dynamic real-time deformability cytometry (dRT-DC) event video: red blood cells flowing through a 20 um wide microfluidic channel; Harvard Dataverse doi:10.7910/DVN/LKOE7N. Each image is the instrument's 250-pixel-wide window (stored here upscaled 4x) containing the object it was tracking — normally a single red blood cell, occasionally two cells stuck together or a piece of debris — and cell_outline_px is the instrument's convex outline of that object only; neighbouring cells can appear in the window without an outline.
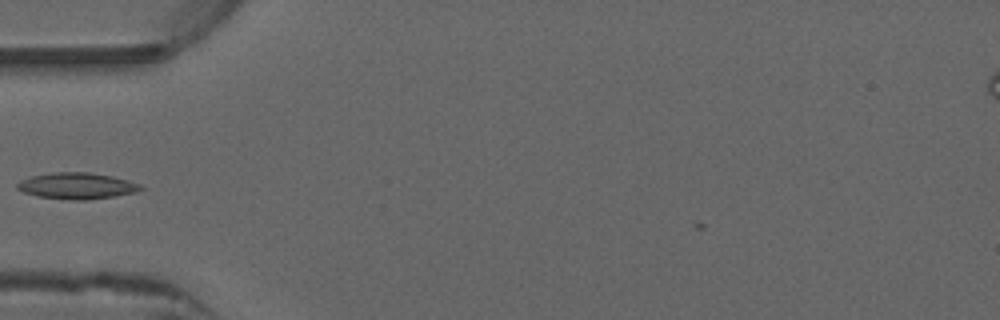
{"species": "common noctule bat (a hibernating species)", "species_latin": "Nyctalus noctula", "temperature_condition": "warm", "stored_images_in_passage": 35, "camera_frame_rate_fps": 3000, "um_per_image_px": 0.085, "animal": {"sex": "male", "forearm_length_mm": 52.5}, "frame": {"image": 1, "passage_image": 2, "time_ms": 0.333, "image_size_px": [1000, 320], "cell_outline_px": [[144, 188], [136, 192], [88, 200], [68, 200], [36, 196], [24, 192], [16, 188], [16, 184], [20, 180], [32, 176], [52, 172], [92, 172], [112, 176], [128, 180], [140, 184]], "centroid_in_image_um": [6.52, 15.79], "position_along_channel_um": 78.5, "area_um2": 19.02}}
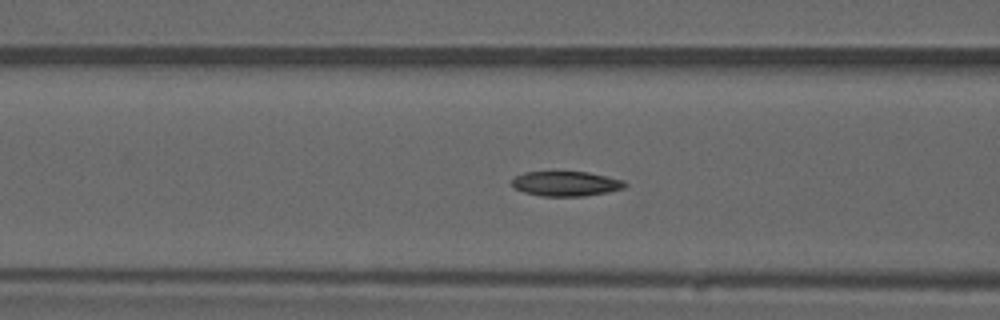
{"frame": {"image": 2, "passage_image": 5, "time_ms": 1.333, "image_size_px": [1000, 320], "cell_outline_px": [[628, 184], [624, 188], [608, 192], [584, 196], [540, 196], [524, 192], [516, 188], [512, 184], [512, 180], [516, 176], [524, 172], [588, 172], [624, 180]], "centroid_in_image_um": [48.14, 15.61], "position_along_channel_um": 118.5, "area_um2": 16.3}}
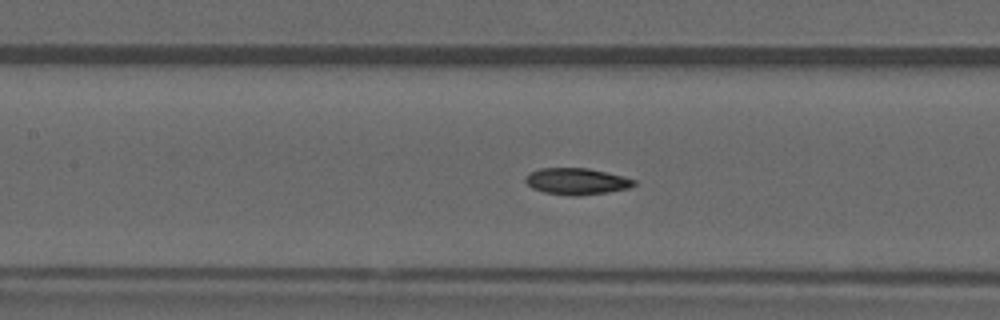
{"frame": {"image": 3, "passage_image": 8, "time_ms": 2.333, "image_size_px": [1000, 320], "cell_outline_px": [[636, 184], [628, 188], [608, 192], [576, 196], [572, 196], [544, 192], [532, 188], [524, 180], [524, 176], [528, 172], [540, 168], [588, 168], [624, 176], [636, 180]], "centroid_in_image_um": [48.99, 15.4], "position_along_channel_um": 158.4, "area_um2": 16.88}, "authors_computed_cell_mechanics": {"area_um2": 16.3574, "velocity_mm_per_s": 3.9663, "shape_relaxation_time_tau1_ms": null, "shape_relaxation_time_tau2_ms": 4.363, "deformation_change_tau1": null, "deformation_change_tau2": 0.0784}}